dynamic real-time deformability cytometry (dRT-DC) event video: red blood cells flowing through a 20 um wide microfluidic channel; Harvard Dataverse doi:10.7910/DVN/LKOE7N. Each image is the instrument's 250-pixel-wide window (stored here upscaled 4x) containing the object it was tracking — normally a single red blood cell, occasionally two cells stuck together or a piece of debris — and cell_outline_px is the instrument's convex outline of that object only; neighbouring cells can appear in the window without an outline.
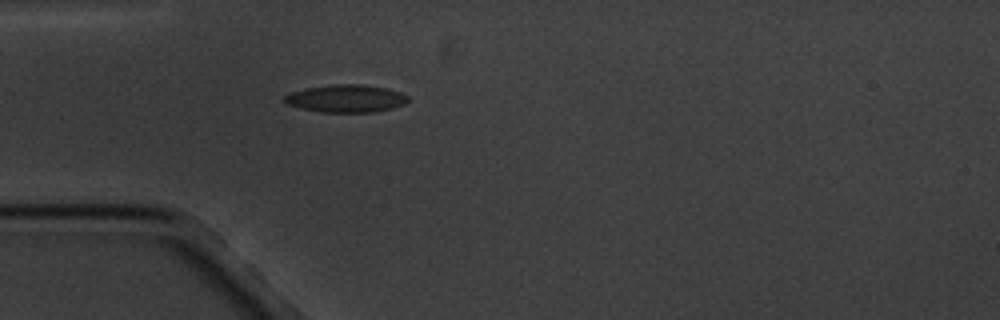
{"species": "common noctule bat (a hibernating species)", "species_latin": "Nyctalus noctula", "temperature_condition": "cold", "stored_images_in_passage": 3, "camera_frame_rate_fps": 3000, "um_per_image_px": 0.085, "animal": {"sex": "male", "body_mass_g": 20.1, "forearm_length_mm": 53.5}, "frame": {"image": 1, "passage_image": 3, "time_ms": 3.0, "image_size_px": [1000, 320], "cell_outline_px": [[408, 100], [404, 104], [392, 108], [376, 112], [320, 112], [300, 108], [288, 104], [284, 100], [284, 96], [288, 92], [308, 88], [336, 84], [364, 84], [384, 88], [400, 92], [408, 96]], "centroid_in_image_um": [29.4, 8.37], "position_along_channel_um": 55.6, "area_um2": 19.83}}